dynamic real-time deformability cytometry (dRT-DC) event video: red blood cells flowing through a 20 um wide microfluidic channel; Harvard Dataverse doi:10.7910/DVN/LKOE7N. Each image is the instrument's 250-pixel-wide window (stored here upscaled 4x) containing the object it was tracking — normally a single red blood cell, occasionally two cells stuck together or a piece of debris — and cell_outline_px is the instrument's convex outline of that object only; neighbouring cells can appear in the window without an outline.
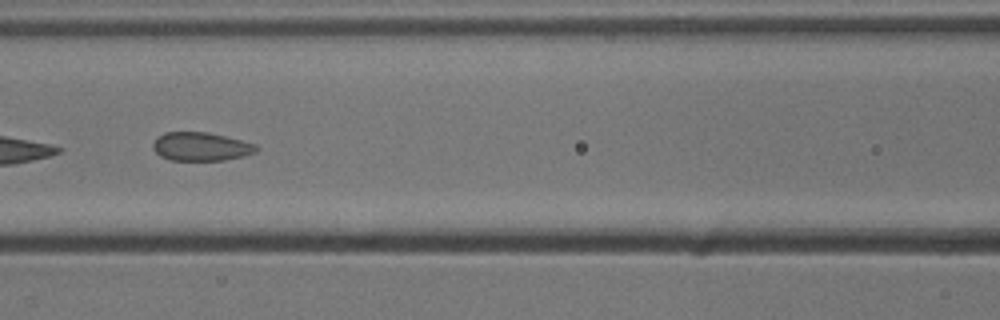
{"species": "common noctule bat (a hibernating species)", "species_latin": "Nyctalus noctula", "temperature_condition": "cold", "stored_images_in_passage": 15, "camera_frame_rate_fps": 3000, "um_per_image_px": 0.085, "animal": {"sex": "male", "body_mass_g": 13.3}, "frame": {"image": 1, "passage_image": 7, "time_ms": 2.0, "image_size_px": [1000, 320], "cell_outline_px": [[260, 148], [256, 152], [244, 156], [224, 160], [168, 160], [160, 156], [152, 148], [152, 144], [156, 136], [164, 132], [208, 132], [256, 144]], "centroid_in_image_um": [17.05, 12.46], "position_along_channel_um": 149.5, "area_um2": 17.34}}